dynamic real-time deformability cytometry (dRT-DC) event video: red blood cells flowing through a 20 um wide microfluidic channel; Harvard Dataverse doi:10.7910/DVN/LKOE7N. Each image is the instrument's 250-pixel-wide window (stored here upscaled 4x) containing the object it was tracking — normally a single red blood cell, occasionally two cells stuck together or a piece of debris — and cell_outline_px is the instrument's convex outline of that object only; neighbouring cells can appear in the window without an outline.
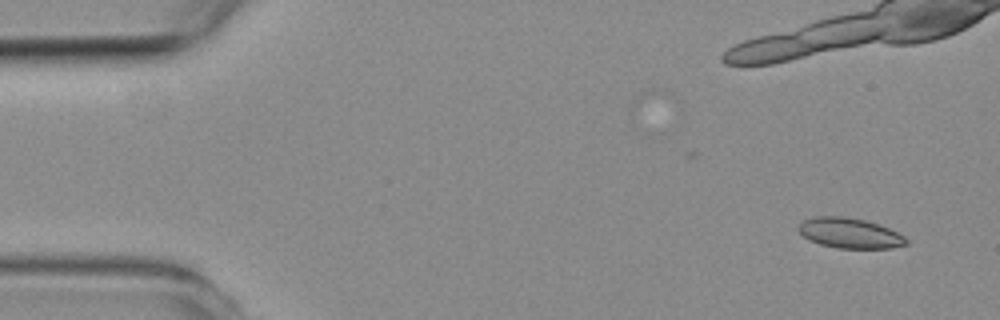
{"species": "common noctule bat (a hibernating species)", "species_latin": "Nyctalus noctula", "temperature_condition": "room temperature", "stored_images_in_passage": 4, "camera_frame_rate_fps": 3000, "um_per_image_px": 0.085, "animal": {"sex": "female", "body_mass_g": 19.3, "forearm_length_mm": 54.1}, "frame": {"image": 1, "passage_image": 1, "time_ms": 0.0, "image_size_px": [1000, 320], "cell_outline_px": [[908, 244], [892, 248], [836, 248], [820, 244], [808, 240], [796, 228], [804, 220], [812, 216], [844, 216], [864, 220], [888, 228], [904, 236], [908, 240]], "centroid_in_image_um": [72.2, 19.82], "position_along_channel_um": 12.8, "area_um2": 18.96}}